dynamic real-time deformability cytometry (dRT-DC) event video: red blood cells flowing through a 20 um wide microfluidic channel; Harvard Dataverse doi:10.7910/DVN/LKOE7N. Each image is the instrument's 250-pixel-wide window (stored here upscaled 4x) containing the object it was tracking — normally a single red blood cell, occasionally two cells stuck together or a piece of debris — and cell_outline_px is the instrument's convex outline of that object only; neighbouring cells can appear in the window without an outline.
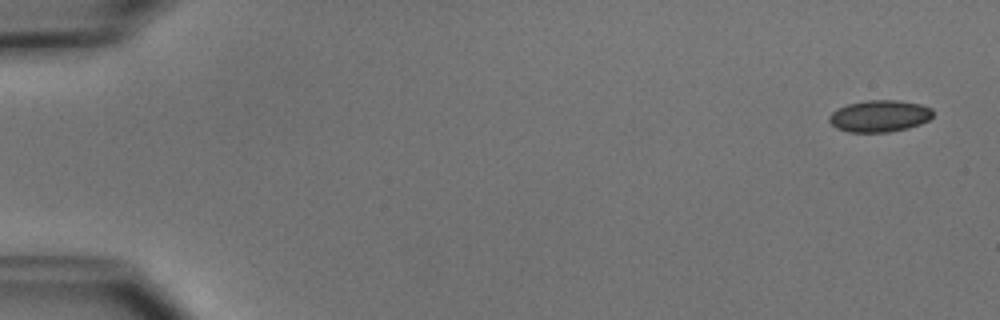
{"species": "common noctule bat (a hibernating species)", "species_latin": "Nyctalus noctula", "temperature_condition": "cold", "stored_images_in_passage": 4, "camera_frame_rate_fps": 3000, "um_per_image_px": 0.085, "animal": {"sex": "male", "body_mass_g": 15.6}, "frame": {"image": 1, "passage_image": 1, "time_ms": 0.0, "image_size_px": [1000, 320], "cell_outline_px": [[932, 116], [928, 120], [920, 124], [908, 128], [888, 132], [848, 132], [836, 128], [828, 120], [828, 116], [836, 108], [848, 104], [868, 100], [896, 100], [920, 104], [932, 108]], "centroid_in_image_um": [74.73, 9.86], "position_along_channel_um": 10.3, "area_um2": 19.25}}
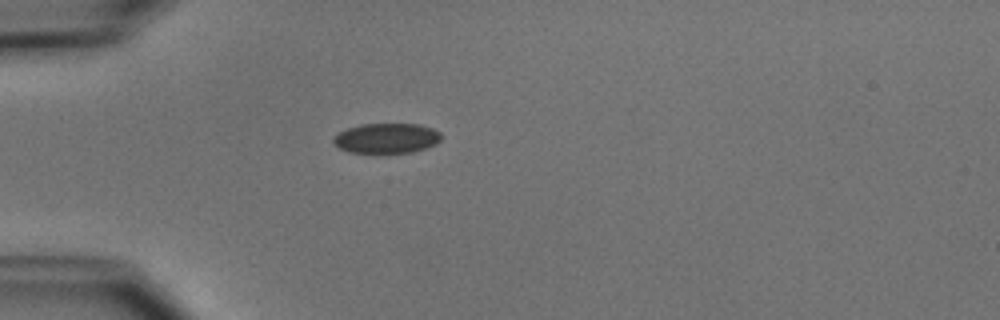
{"frame": {"image": 2, "passage_image": 4, "time_ms": 4.333, "image_size_px": [1000, 320], "cell_outline_px": [[440, 140], [436, 144], [412, 152], [348, 152], [340, 148], [332, 140], [340, 132], [348, 128], [364, 124], [420, 124], [432, 128], [440, 132]], "centroid_in_image_um": [32.89, 11.74], "position_along_channel_um": 52.1, "area_um2": 18.5}}